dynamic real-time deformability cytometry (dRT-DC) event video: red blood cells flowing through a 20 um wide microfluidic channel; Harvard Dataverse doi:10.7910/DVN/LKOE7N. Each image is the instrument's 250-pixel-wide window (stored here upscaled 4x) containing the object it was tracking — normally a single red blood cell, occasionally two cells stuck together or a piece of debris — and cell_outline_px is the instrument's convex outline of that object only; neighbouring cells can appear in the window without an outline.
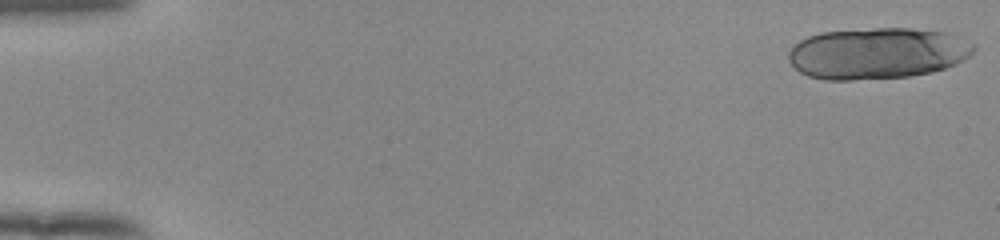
{"species": "human", "species_latin": "Homo sapiens", "temperature_condition": "room temperature", "stored_images_in_passage": 20, "camera_frame_rate_fps": 3000, "um_per_image_px": 0.085, "donor": {"sex": "female"}, "frame": {"image": 1, "passage_image": 1, "time_ms": 0.0, "image_size_px": [1000, 240], "cell_outline_px": [[976, 48], [964, 60], [956, 64], [932, 72], [908, 76], [852, 80], [824, 80], [808, 76], [800, 72], [788, 60], [788, 52], [792, 44], [808, 36], [820, 32], [872, 28], [912, 28], [948, 32], [976, 44]], "centroid_in_image_um": [74.56, 4.52], "position_along_channel_um": 10.4, "area_um2": 55.83}}